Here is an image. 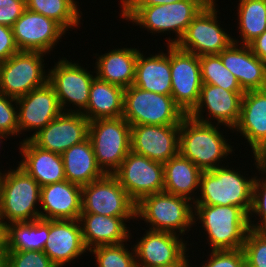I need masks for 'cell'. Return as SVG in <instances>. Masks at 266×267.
<instances>
[{
	"mask_svg": "<svg viewBox=\"0 0 266 267\" xmlns=\"http://www.w3.org/2000/svg\"><path fill=\"white\" fill-rule=\"evenodd\" d=\"M259 157L262 165L266 166V150Z\"/></svg>",
	"mask_w": 266,
	"mask_h": 267,
	"instance_id": "obj_48",
	"label": "cell"
},
{
	"mask_svg": "<svg viewBox=\"0 0 266 267\" xmlns=\"http://www.w3.org/2000/svg\"><path fill=\"white\" fill-rule=\"evenodd\" d=\"M171 96L187 115L198 103L203 85L199 56L170 45Z\"/></svg>",
	"mask_w": 266,
	"mask_h": 267,
	"instance_id": "obj_14",
	"label": "cell"
},
{
	"mask_svg": "<svg viewBox=\"0 0 266 267\" xmlns=\"http://www.w3.org/2000/svg\"><path fill=\"white\" fill-rule=\"evenodd\" d=\"M167 53L159 52L145 57L139 51L133 85L163 95H171L170 45Z\"/></svg>",
	"mask_w": 266,
	"mask_h": 267,
	"instance_id": "obj_28",
	"label": "cell"
},
{
	"mask_svg": "<svg viewBox=\"0 0 266 267\" xmlns=\"http://www.w3.org/2000/svg\"><path fill=\"white\" fill-rule=\"evenodd\" d=\"M217 3L206 5L188 25L184 35L175 44L179 49L197 56L219 54L233 42V36L218 20ZM225 30V31H224Z\"/></svg>",
	"mask_w": 266,
	"mask_h": 267,
	"instance_id": "obj_11",
	"label": "cell"
},
{
	"mask_svg": "<svg viewBox=\"0 0 266 267\" xmlns=\"http://www.w3.org/2000/svg\"><path fill=\"white\" fill-rule=\"evenodd\" d=\"M7 253L3 238L0 239V267H7Z\"/></svg>",
	"mask_w": 266,
	"mask_h": 267,
	"instance_id": "obj_46",
	"label": "cell"
},
{
	"mask_svg": "<svg viewBox=\"0 0 266 267\" xmlns=\"http://www.w3.org/2000/svg\"><path fill=\"white\" fill-rule=\"evenodd\" d=\"M25 9V0H0V24L12 28Z\"/></svg>",
	"mask_w": 266,
	"mask_h": 267,
	"instance_id": "obj_42",
	"label": "cell"
},
{
	"mask_svg": "<svg viewBox=\"0 0 266 267\" xmlns=\"http://www.w3.org/2000/svg\"><path fill=\"white\" fill-rule=\"evenodd\" d=\"M16 102L19 134L34 131L24 139H30L62 112L55 89L49 82L17 98Z\"/></svg>",
	"mask_w": 266,
	"mask_h": 267,
	"instance_id": "obj_19",
	"label": "cell"
},
{
	"mask_svg": "<svg viewBox=\"0 0 266 267\" xmlns=\"http://www.w3.org/2000/svg\"><path fill=\"white\" fill-rule=\"evenodd\" d=\"M7 267H57L43 252L37 250L8 251Z\"/></svg>",
	"mask_w": 266,
	"mask_h": 267,
	"instance_id": "obj_39",
	"label": "cell"
},
{
	"mask_svg": "<svg viewBox=\"0 0 266 267\" xmlns=\"http://www.w3.org/2000/svg\"><path fill=\"white\" fill-rule=\"evenodd\" d=\"M14 103V104H13ZM0 132L13 137L19 135L16 99L0 92Z\"/></svg>",
	"mask_w": 266,
	"mask_h": 267,
	"instance_id": "obj_40",
	"label": "cell"
},
{
	"mask_svg": "<svg viewBox=\"0 0 266 267\" xmlns=\"http://www.w3.org/2000/svg\"><path fill=\"white\" fill-rule=\"evenodd\" d=\"M218 55L244 92L266 89V63L252 52L249 45L232 42Z\"/></svg>",
	"mask_w": 266,
	"mask_h": 267,
	"instance_id": "obj_22",
	"label": "cell"
},
{
	"mask_svg": "<svg viewBox=\"0 0 266 267\" xmlns=\"http://www.w3.org/2000/svg\"><path fill=\"white\" fill-rule=\"evenodd\" d=\"M124 88L95 77L92 81L89 102L82 113L89 121L100 118H118L123 115Z\"/></svg>",
	"mask_w": 266,
	"mask_h": 267,
	"instance_id": "obj_31",
	"label": "cell"
},
{
	"mask_svg": "<svg viewBox=\"0 0 266 267\" xmlns=\"http://www.w3.org/2000/svg\"><path fill=\"white\" fill-rule=\"evenodd\" d=\"M252 52L266 63V30L249 44Z\"/></svg>",
	"mask_w": 266,
	"mask_h": 267,
	"instance_id": "obj_44",
	"label": "cell"
},
{
	"mask_svg": "<svg viewBox=\"0 0 266 267\" xmlns=\"http://www.w3.org/2000/svg\"><path fill=\"white\" fill-rule=\"evenodd\" d=\"M22 160L18 166L32 176L41 187L66 180L60 154L36 146L30 139L19 142Z\"/></svg>",
	"mask_w": 266,
	"mask_h": 267,
	"instance_id": "obj_26",
	"label": "cell"
},
{
	"mask_svg": "<svg viewBox=\"0 0 266 267\" xmlns=\"http://www.w3.org/2000/svg\"><path fill=\"white\" fill-rule=\"evenodd\" d=\"M223 165L225 163L216 169L202 172L198 193L201 196H197L194 205H233L241 207L249 215L255 176L247 178L241 175L239 168L235 171L234 167Z\"/></svg>",
	"mask_w": 266,
	"mask_h": 267,
	"instance_id": "obj_4",
	"label": "cell"
},
{
	"mask_svg": "<svg viewBox=\"0 0 266 267\" xmlns=\"http://www.w3.org/2000/svg\"><path fill=\"white\" fill-rule=\"evenodd\" d=\"M43 252L57 267L87 253L79 220H49V235Z\"/></svg>",
	"mask_w": 266,
	"mask_h": 267,
	"instance_id": "obj_23",
	"label": "cell"
},
{
	"mask_svg": "<svg viewBox=\"0 0 266 267\" xmlns=\"http://www.w3.org/2000/svg\"><path fill=\"white\" fill-rule=\"evenodd\" d=\"M202 170L180 153L163 164L164 190L177 196H183L194 202L199 193Z\"/></svg>",
	"mask_w": 266,
	"mask_h": 267,
	"instance_id": "obj_29",
	"label": "cell"
},
{
	"mask_svg": "<svg viewBox=\"0 0 266 267\" xmlns=\"http://www.w3.org/2000/svg\"><path fill=\"white\" fill-rule=\"evenodd\" d=\"M2 238V227L0 225V239Z\"/></svg>",
	"mask_w": 266,
	"mask_h": 267,
	"instance_id": "obj_51",
	"label": "cell"
},
{
	"mask_svg": "<svg viewBox=\"0 0 266 267\" xmlns=\"http://www.w3.org/2000/svg\"><path fill=\"white\" fill-rule=\"evenodd\" d=\"M242 249L246 267H266V230L250 229Z\"/></svg>",
	"mask_w": 266,
	"mask_h": 267,
	"instance_id": "obj_38",
	"label": "cell"
},
{
	"mask_svg": "<svg viewBox=\"0 0 266 267\" xmlns=\"http://www.w3.org/2000/svg\"><path fill=\"white\" fill-rule=\"evenodd\" d=\"M207 5L216 3V0H203Z\"/></svg>",
	"mask_w": 266,
	"mask_h": 267,
	"instance_id": "obj_50",
	"label": "cell"
},
{
	"mask_svg": "<svg viewBox=\"0 0 266 267\" xmlns=\"http://www.w3.org/2000/svg\"><path fill=\"white\" fill-rule=\"evenodd\" d=\"M136 218L144 220L149 230L184 236L194 225V203L183 196L158 192L143 197L136 204Z\"/></svg>",
	"mask_w": 266,
	"mask_h": 267,
	"instance_id": "obj_6",
	"label": "cell"
},
{
	"mask_svg": "<svg viewBox=\"0 0 266 267\" xmlns=\"http://www.w3.org/2000/svg\"><path fill=\"white\" fill-rule=\"evenodd\" d=\"M25 3L26 9L55 20L66 31L79 27L83 18L75 0H25Z\"/></svg>",
	"mask_w": 266,
	"mask_h": 267,
	"instance_id": "obj_34",
	"label": "cell"
},
{
	"mask_svg": "<svg viewBox=\"0 0 266 267\" xmlns=\"http://www.w3.org/2000/svg\"><path fill=\"white\" fill-rule=\"evenodd\" d=\"M88 138L104 174L113 175L131 151V125L123 117L90 121Z\"/></svg>",
	"mask_w": 266,
	"mask_h": 267,
	"instance_id": "obj_7",
	"label": "cell"
},
{
	"mask_svg": "<svg viewBox=\"0 0 266 267\" xmlns=\"http://www.w3.org/2000/svg\"><path fill=\"white\" fill-rule=\"evenodd\" d=\"M89 122L82 113L61 112L30 140L42 149L61 155L88 138Z\"/></svg>",
	"mask_w": 266,
	"mask_h": 267,
	"instance_id": "obj_18",
	"label": "cell"
},
{
	"mask_svg": "<svg viewBox=\"0 0 266 267\" xmlns=\"http://www.w3.org/2000/svg\"><path fill=\"white\" fill-rule=\"evenodd\" d=\"M244 93V91H228L215 85L203 84L198 103L187 115L199 122L217 123L231 130L239 120ZM204 112L207 113L205 117Z\"/></svg>",
	"mask_w": 266,
	"mask_h": 267,
	"instance_id": "obj_17",
	"label": "cell"
},
{
	"mask_svg": "<svg viewBox=\"0 0 266 267\" xmlns=\"http://www.w3.org/2000/svg\"><path fill=\"white\" fill-rule=\"evenodd\" d=\"M181 0H120L121 6H154L171 4Z\"/></svg>",
	"mask_w": 266,
	"mask_h": 267,
	"instance_id": "obj_45",
	"label": "cell"
},
{
	"mask_svg": "<svg viewBox=\"0 0 266 267\" xmlns=\"http://www.w3.org/2000/svg\"><path fill=\"white\" fill-rule=\"evenodd\" d=\"M180 125L131 126V151L160 163L179 153Z\"/></svg>",
	"mask_w": 266,
	"mask_h": 267,
	"instance_id": "obj_20",
	"label": "cell"
},
{
	"mask_svg": "<svg viewBox=\"0 0 266 267\" xmlns=\"http://www.w3.org/2000/svg\"><path fill=\"white\" fill-rule=\"evenodd\" d=\"M193 221L202 224L211 250L242 249L250 230L249 215L233 205H194Z\"/></svg>",
	"mask_w": 266,
	"mask_h": 267,
	"instance_id": "obj_3",
	"label": "cell"
},
{
	"mask_svg": "<svg viewBox=\"0 0 266 267\" xmlns=\"http://www.w3.org/2000/svg\"><path fill=\"white\" fill-rule=\"evenodd\" d=\"M186 116L171 95L131 85L124 90L122 117L131 125H180Z\"/></svg>",
	"mask_w": 266,
	"mask_h": 267,
	"instance_id": "obj_8",
	"label": "cell"
},
{
	"mask_svg": "<svg viewBox=\"0 0 266 267\" xmlns=\"http://www.w3.org/2000/svg\"><path fill=\"white\" fill-rule=\"evenodd\" d=\"M238 24L240 41L233 42L249 45L266 30V0H239Z\"/></svg>",
	"mask_w": 266,
	"mask_h": 267,
	"instance_id": "obj_33",
	"label": "cell"
},
{
	"mask_svg": "<svg viewBox=\"0 0 266 267\" xmlns=\"http://www.w3.org/2000/svg\"><path fill=\"white\" fill-rule=\"evenodd\" d=\"M140 49L115 48L105 54H95V76L110 84L128 88L135 79V67ZM98 57H97V56Z\"/></svg>",
	"mask_w": 266,
	"mask_h": 267,
	"instance_id": "obj_27",
	"label": "cell"
},
{
	"mask_svg": "<svg viewBox=\"0 0 266 267\" xmlns=\"http://www.w3.org/2000/svg\"><path fill=\"white\" fill-rule=\"evenodd\" d=\"M113 175L136 204L143 197L164 190L163 163L132 151Z\"/></svg>",
	"mask_w": 266,
	"mask_h": 267,
	"instance_id": "obj_13",
	"label": "cell"
},
{
	"mask_svg": "<svg viewBox=\"0 0 266 267\" xmlns=\"http://www.w3.org/2000/svg\"><path fill=\"white\" fill-rule=\"evenodd\" d=\"M199 62L203 84L215 85L228 91H243L218 54L200 56Z\"/></svg>",
	"mask_w": 266,
	"mask_h": 267,
	"instance_id": "obj_35",
	"label": "cell"
},
{
	"mask_svg": "<svg viewBox=\"0 0 266 267\" xmlns=\"http://www.w3.org/2000/svg\"><path fill=\"white\" fill-rule=\"evenodd\" d=\"M7 138H9L8 135H6L5 133H1V132H0V144L3 142L2 139L5 140V139H7ZM0 146H1V145H0ZM0 148H1V147H0Z\"/></svg>",
	"mask_w": 266,
	"mask_h": 267,
	"instance_id": "obj_49",
	"label": "cell"
},
{
	"mask_svg": "<svg viewBox=\"0 0 266 267\" xmlns=\"http://www.w3.org/2000/svg\"><path fill=\"white\" fill-rule=\"evenodd\" d=\"M19 52L16 46L13 29L0 24V62Z\"/></svg>",
	"mask_w": 266,
	"mask_h": 267,
	"instance_id": "obj_43",
	"label": "cell"
},
{
	"mask_svg": "<svg viewBox=\"0 0 266 267\" xmlns=\"http://www.w3.org/2000/svg\"><path fill=\"white\" fill-rule=\"evenodd\" d=\"M154 267H192L190 263H176L171 265H162V266H154Z\"/></svg>",
	"mask_w": 266,
	"mask_h": 267,
	"instance_id": "obj_47",
	"label": "cell"
},
{
	"mask_svg": "<svg viewBox=\"0 0 266 267\" xmlns=\"http://www.w3.org/2000/svg\"><path fill=\"white\" fill-rule=\"evenodd\" d=\"M66 180L79 186L101 179L105 174L97 165L89 138L73 145L62 154Z\"/></svg>",
	"mask_w": 266,
	"mask_h": 267,
	"instance_id": "obj_30",
	"label": "cell"
},
{
	"mask_svg": "<svg viewBox=\"0 0 266 267\" xmlns=\"http://www.w3.org/2000/svg\"><path fill=\"white\" fill-rule=\"evenodd\" d=\"M232 130L247 140L253 155L266 150V89L244 93L239 120Z\"/></svg>",
	"mask_w": 266,
	"mask_h": 267,
	"instance_id": "obj_21",
	"label": "cell"
},
{
	"mask_svg": "<svg viewBox=\"0 0 266 267\" xmlns=\"http://www.w3.org/2000/svg\"><path fill=\"white\" fill-rule=\"evenodd\" d=\"M126 244V246H125ZM129 244L101 245L90 249L96 259L97 267H137L134 247L127 248Z\"/></svg>",
	"mask_w": 266,
	"mask_h": 267,
	"instance_id": "obj_37",
	"label": "cell"
},
{
	"mask_svg": "<svg viewBox=\"0 0 266 267\" xmlns=\"http://www.w3.org/2000/svg\"><path fill=\"white\" fill-rule=\"evenodd\" d=\"M47 72L49 73L48 82L55 89L62 112L83 113L89 102L90 87L96 77L93 76L95 71L91 72L78 62L62 57ZM68 104H72L76 109H71Z\"/></svg>",
	"mask_w": 266,
	"mask_h": 267,
	"instance_id": "obj_10",
	"label": "cell"
},
{
	"mask_svg": "<svg viewBox=\"0 0 266 267\" xmlns=\"http://www.w3.org/2000/svg\"><path fill=\"white\" fill-rule=\"evenodd\" d=\"M199 267H246L243 249L211 250L207 261Z\"/></svg>",
	"mask_w": 266,
	"mask_h": 267,
	"instance_id": "obj_41",
	"label": "cell"
},
{
	"mask_svg": "<svg viewBox=\"0 0 266 267\" xmlns=\"http://www.w3.org/2000/svg\"><path fill=\"white\" fill-rule=\"evenodd\" d=\"M253 156L255 160V167L261 175L260 177L255 175L253 182L252 207L249 213V226L250 229L253 230H266V166L262 165L258 155ZM253 217L255 218L252 219ZM256 219H258L257 223H255Z\"/></svg>",
	"mask_w": 266,
	"mask_h": 267,
	"instance_id": "obj_36",
	"label": "cell"
},
{
	"mask_svg": "<svg viewBox=\"0 0 266 267\" xmlns=\"http://www.w3.org/2000/svg\"><path fill=\"white\" fill-rule=\"evenodd\" d=\"M219 126L224 125L199 122L186 115L180 123L179 153L202 171L222 166L233 147Z\"/></svg>",
	"mask_w": 266,
	"mask_h": 267,
	"instance_id": "obj_2",
	"label": "cell"
},
{
	"mask_svg": "<svg viewBox=\"0 0 266 267\" xmlns=\"http://www.w3.org/2000/svg\"><path fill=\"white\" fill-rule=\"evenodd\" d=\"M41 186L19 166L0 178V225L41 219ZM6 219V220H5Z\"/></svg>",
	"mask_w": 266,
	"mask_h": 267,
	"instance_id": "obj_5",
	"label": "cell"
},
{
	"mask_svg": "<svg viewBox=\"0 0 266 267\" xmlns=\"http://www.w3.org/2000/svg\"><path fill=\"white\" fill-rule=\"evenodd\" d=\"M145 233L133 245L137 267H154L176 263H189L188 241L167 231L145 229ZM180 236V237H179ZM187 254V255H186Z\"/></svg>",
	"mask_w": 266,
	"mask_h": 267,
	"instance_id": "obj_15",
	"label": "cell"
},
{
	"mask_svg": "<svg viewBox=\"0 0 266 267\" xmlns=\"http://www.w3.org/2000/svg\"><path fill=\"white\" fill-rule=\"evenodd\" d=\"M207 4L203 0H181L154 6H121L123 20L132 22L150 33H175L167 45H175L184 35L188 25ZM176 37V38H175Z\"/></svg>",
	"mask_w": 266,
	"mask_h": 267,
	"instance_id": "obj_1",
	"label": "cell"
},
{
	"mask_svg": "<svg viewBox=\"0 0 266 267\" xmlns=\"http://www.w3.org/2000/svg\"><path fill=\"white\" fill-rule=\"evenodd\" d=\"M136 217H112L94 213H81L79 223L86 249L101 245H116L130 242L132 233L125 222ZM128 220V221H127ZM129 239V240H128Z\"/></svg>",
	"mask_w": 266,
	"mask_h": 267,
	"instance_id": "obj_25",
	"label": "cell"
},
{
	"mask_svg": "<svg viewBox=\"0 0 266 267\" xmlns=\"http://www.w3.org/2000/svg\"><path fill=\"white\" fill-rule=\"evenodd\" d=\"M44 56L42 52L19 51L0 62V92L17 99L45 85L49 73L44 69Z\"/></svg>",
	"mask_w": 266,
	"mask_h": 267,
	"instance_id": "obj_9",
	"label": "cell"
},
{
	"mask_svg": "<svg viewBox=\"0 0 266 267\" xmlns=\"http://www.w3.org/2000/svg\"><path fill=\"white\" fill-rule=\"evenodd\" d=\"M49 235V220L38 219L8 223L2 227V238L8 251H43Z\"/></svg>",
	"mask_w": 266,
	"mask_h": 267,
	"instance_id": "obj_32",
	"label": "cell"
},
{
	"mask_svg": "<svg viewBox=\"0 0 266 267\" xmlns=\"http://www.w3.org/2000/svg\"><path fill=\"white\" fill-rule=\"evenodd\" d=\"M81 213L112 217H136V203L114 175L82 186Z\"/></svg>",
	"mask_w": 266,
	"mask_h": 267,
	"instance_id": "obj_12",
	"label": "cell"
},
{
	"mask_svg": "<svg viewBox=\"0 0 266 267\" xmlns=\"http://www.w3.org/2000/svg\"><path fill=\"white\" fill-rule=\"evenodd\" d=\"M82 187L67 180L41 187L40 215L44 220H78Z\"/></svg>",
	"mask_w": 266,
	"mask_h": 267,
	"instance_id": "obj_24",
	"label": "cell"
},
{
	"mask_svg": "<svg viewBox=\"0 0 266 267\" xmlns=\"http://www.w3.org/2000/svg\"><path fill=\"white\" fill-rule=\"evenodd\" d=\"M13 35L19 51L50 54L66 30L55 20L25 9L14 23Z\"/></svg>",
	"mask_w": 266,
	"mask_h": 267,
	"instance_id": "obj_16",
	"label": "cell"
}]
</instances>
